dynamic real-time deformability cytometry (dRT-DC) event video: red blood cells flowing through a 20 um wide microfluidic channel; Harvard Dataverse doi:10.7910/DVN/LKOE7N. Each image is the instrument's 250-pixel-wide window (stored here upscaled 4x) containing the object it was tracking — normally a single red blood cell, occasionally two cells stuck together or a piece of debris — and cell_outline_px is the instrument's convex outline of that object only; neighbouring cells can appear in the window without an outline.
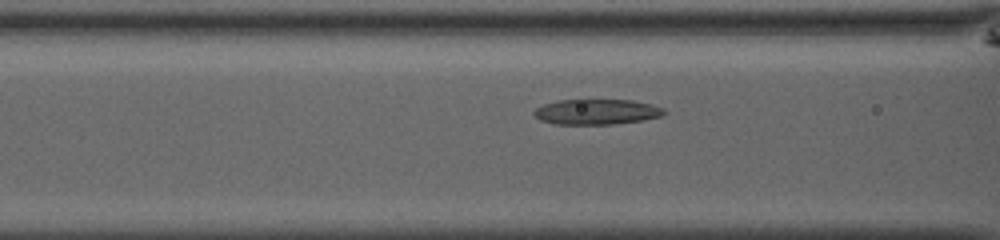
{"species": "common noctule bat (a hibernating species)", "species_latin": "Nyctalus noctula", "temperature_condition": "room temperature", "stored_images_in_passage": 35, "camera_frame_rate_fps": 3000, "um_per_image_px": 0.085, "animal": {"sex": "male", "body_mass_g": 13.0, "forearm_length_mm": 53.1}, "frame": {"image": 1, "passage_image": 6, "time_ms": 1.667, "image_size_px": [1000, 240], "cell_outline_px": [[668, 112], [660, 116], [644, 120], [612, 124], [552, 124], [540, 120], [532, 112], [536, 108], [544, 104], [560, 100], [632, 100], [652, 104], [664, 108]], "centroid_in_image_um": [50.73, 9.51], "position_along_channel_um": 115.9, "area_um2": 19.25}}
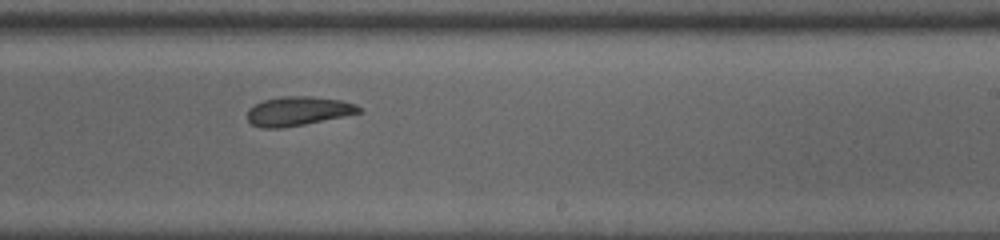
{"frame": {"image": 2, "passage_image": 17, "time_ms": 5.333, "image_size_px": [1000, 240], "cell_outline_px": [[360, 112], [344, 116], [304, 124], [280, 128], [260, 128], [252, 124], [248, 120], [248, 108], [264, 100], [284, 96], [312, 96], [340, 100], [356, 104], [360, 108]], "centroid_in_image_um": [25.31, 9.44], "position_along_channel_um": 263.7, "area_um2": 18.73}}
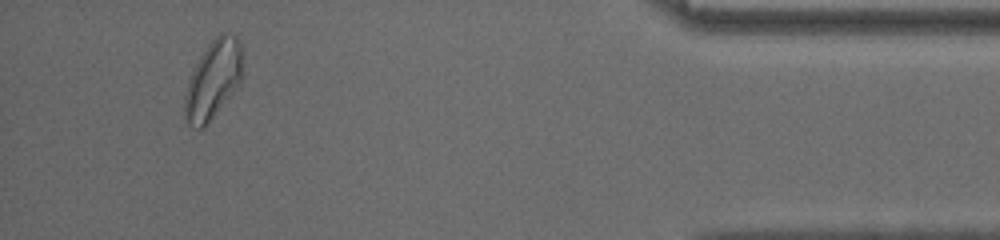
{"frame": {"image": 3, "passage_image": 32, "time_ms": 10.333, "image_size_px": [1000, 240], "cell_outline_px": [[244, 76], [240, 84], [204, 128], [196, 128], [188, 124], [184, 120], [184, 96], [188, 80], [196, 64], [208, 44], [220, 32], [224, 32], [236, 36], [240, 40], [244, 56]], "centroid_in_image_um": [18.16, 6.75], "position_along_channel_um": 417.0, "area_um2": 27.05}, "authors_computed_cell_mechanics": {"area_um2": 19.652, "velocity_mm_per_s": 4.0324, "shape_relaxation_time_tau1_ms": 5.4922, "shape_relaxation_time_tau2_ms": 3.6392, "deformation_change_tau1": 0.145, "deformation_change_tau2": 0.0816}}